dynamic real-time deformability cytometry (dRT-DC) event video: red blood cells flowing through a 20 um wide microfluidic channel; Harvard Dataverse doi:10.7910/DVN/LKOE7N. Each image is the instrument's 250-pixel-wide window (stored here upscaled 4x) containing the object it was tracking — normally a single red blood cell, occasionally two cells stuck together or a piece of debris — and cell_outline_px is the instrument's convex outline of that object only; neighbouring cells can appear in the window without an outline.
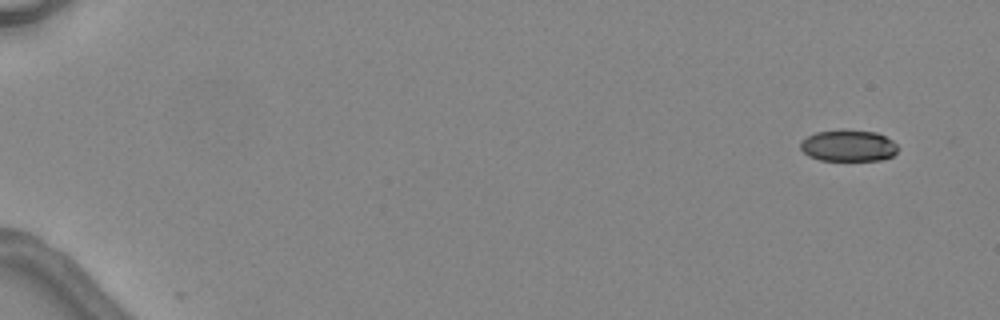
{"species": "common noctule bat (a hibernating species)", "species_latin": "Nyctalus noctula", "temperature_condition": "warm", "stored_images_in_passage": 4, "camera_frame_rate_fps": 3000, "um_per_image_px": 0.085, "animal": {"sex": "female", "body_mass_g": 24.6, "forearm_length_mm": 56.2}, "frame": {"image": 1, "passage_image": 1, "time_ms": 0.0, "image_size_px": [1000, 320], "cell_outline_px": [[896, 152], [892, 156], [880, 160], [820, 160], [808, 156], [800, 148], [800, 140], [816, 132], [876, 132], [892, 140], [896, 144]], "centroid_in_image_um": [72.08, 12.42], "position_along_channel_um": 12.9, "area_um2": 17.22}}
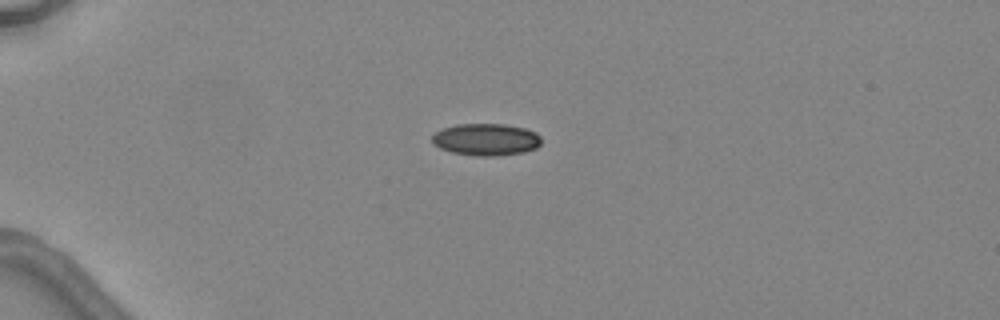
{"frame": {"image": 2, "passage_image": 2, "time_ms": 3.667, "image_size_px": [1000, 320], "cell_outline_px": [[540, 144], [536, 148], [524, 152], [496, 156], [476, 156], [452, 152], [440, 148], [432, 144], [432, 136], [436, 132], [444, 128], [456, 124], [504, 124], [524, 128], [536, 132], [540, 136]], "centroid_in_image_um": [41.31, 11.86], "position_along_channel_um": 43.7, "area_um2": 20.4}}